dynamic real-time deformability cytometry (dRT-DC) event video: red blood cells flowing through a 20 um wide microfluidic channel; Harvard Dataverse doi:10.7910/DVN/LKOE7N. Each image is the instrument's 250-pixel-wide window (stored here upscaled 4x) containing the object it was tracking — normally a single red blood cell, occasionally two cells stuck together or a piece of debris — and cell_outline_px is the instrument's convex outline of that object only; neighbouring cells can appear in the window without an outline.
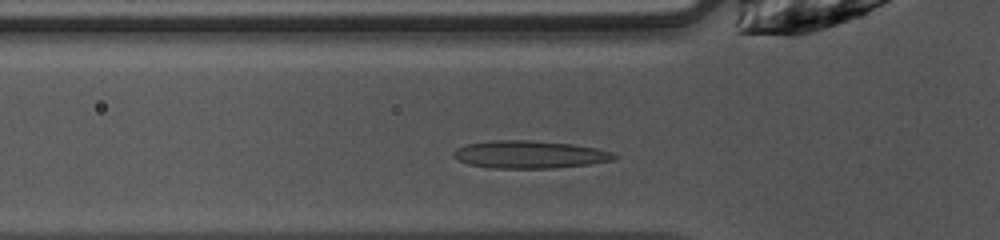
{"species": "common noctule bat (a hibernating species)", "species_latin": "Nyctalus noctula", "temperature_condition": "warm", "stored_images_in_passage": 26, "camera_frame_rate_fps": 3000, "um_per_image_px": 0.085, "animal": {"sex": "female", "body_mass_g": 10.0, "forearm_length_mm": 53.1}, "frame": {"image": 1, "passage_image": 3, "time_ms": 0.667, "image_size_px": [1000, 240], "cell_outline_px": [[620, 156], [612, 160], [588, 164], [552, 168], [492, 168], [468, 164], [456, 160], [452, 156], [452, 152], [456, 148], [464, 144], [492, 140], [528, 140], [572, 144], [596, 148], [612, 152]], "centroid_in_image_um": [44.95, 13.13], "position_along_channel_um": 80.8, "area_um2": 26.01}}
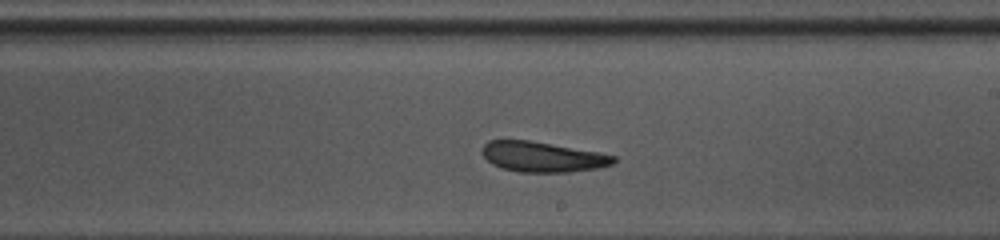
{"frame": {"image": 2, "passage_image": 15, "time_ms": 4.667, "image_size_px": [1000, 240], "cell_outline_px": [[616, 160], [612, 164], [600, 168], [568, 172], [520, 172], [500, 168], [492, 164], [484, 156], [484, 144], [488, 140], [528, 140], [600, 152], [616, 156]], "centroid_in_image_um": [46.15, 13.34], "position_along_channel_um": 242.9, "area_um2": 23.12}}
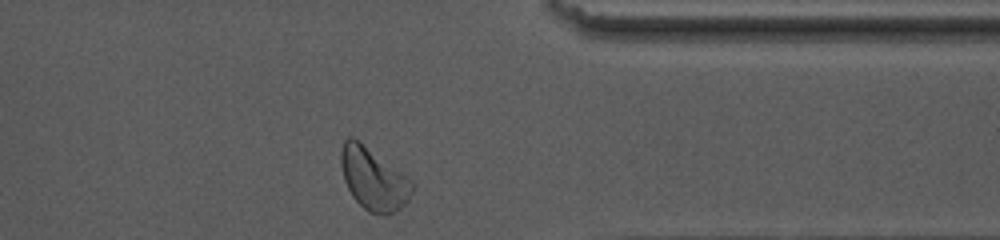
{"frame": {"image": 3, "passage_image": 26, "time_ms": 8.333, "image_size_px": [1000, 240], "cell_outline_px": [[416, 188], [408, 200], [400, 208], [388, 216], [384, 216], [368, 212], [352, 196], [344, 180], [340, 164], [340, 152], [344, 140], [348, 136], [352, 136], [412, 180], [416, 184]], "centroid_in_image_um": [31.76, 15.24], "position_along_channel_um": 379.6, "area_um2": 25.89}, "authors_computed_cell_mechanics": {"area_um2": 23.9292, "velocity_mm_per_s": 4.036, "shape_relaxation_time_tau1_ms": 7.5704, "shape_relaxation_time_tau2_ms": null, "deformation_change_tau1": 0.1737, "deformation_change_tau2": null}}